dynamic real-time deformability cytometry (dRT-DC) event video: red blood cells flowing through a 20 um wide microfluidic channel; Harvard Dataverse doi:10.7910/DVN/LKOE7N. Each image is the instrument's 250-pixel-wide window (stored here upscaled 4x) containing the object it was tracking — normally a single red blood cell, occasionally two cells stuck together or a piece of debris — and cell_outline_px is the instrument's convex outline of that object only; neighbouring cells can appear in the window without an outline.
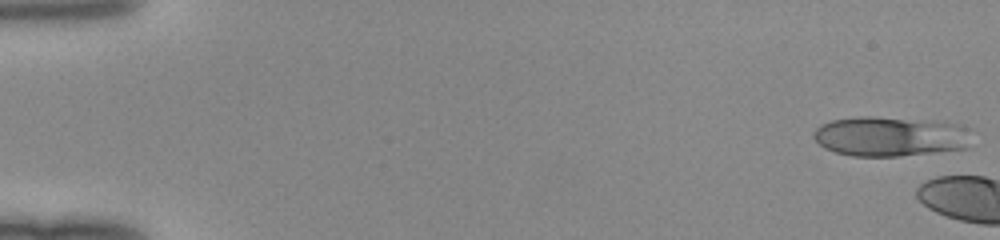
{"species": "human", "species_latin": "Homo sapiens", "temperature_condition": "room temperature", "stored_images_in_passage": 4, "camera_frame_rate_fps": 3000, "um_per_image_px": 0.085, "donor": {"sex": "female"}, "frame": {"image": 1, "passage_image": 1, "time_ms": 0.0, "image_size_px": [1000, 240], "cell_outline_px": [[968, 148], [900, 156], [852, 156], [836, 152], [824, 148], [812, 136], [812, 132], [820, 124], [832, 120], [860, 116], [872, 116], [944, 120], [956, 124], [964, 128]], "centroid_in_image_um": [75.59, 11.57], "position_along_channel_um": 9.4, "area_um2": 36.76}}